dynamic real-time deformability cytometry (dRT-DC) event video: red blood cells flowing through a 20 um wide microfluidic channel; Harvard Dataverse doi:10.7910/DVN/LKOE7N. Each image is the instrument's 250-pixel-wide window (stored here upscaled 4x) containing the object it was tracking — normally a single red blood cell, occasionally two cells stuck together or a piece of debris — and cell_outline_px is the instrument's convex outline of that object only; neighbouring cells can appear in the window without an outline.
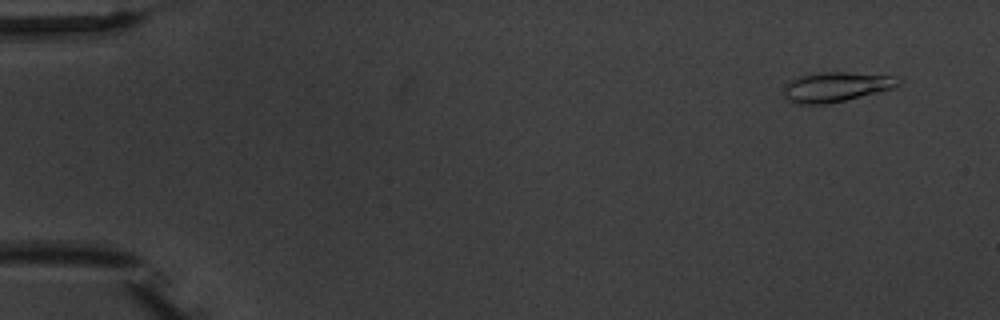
{"species": "common noctule bat (a hibernating species)", "species_latin": "Nyctalus noctula", "temperature_condition": "warm", "stored_images_in_passage": 5, "camera_frame_rate_fps": 3000, "um_per_image_px": 0.085, "animal": {"sex": "male", "body_mass_g": 20.1, "forearm_length_mm": 53.5}, "frame": {"image": 1, "passage_image": 1, "time_ms": 0.0, "image_size_px": [1000, 320], "cell_outline_px": [[904, 80], [896, 88], [828, 104], [792, 104], [784, 96], [784, 84], [788, 80], [812, 72], [848, 72], [896, 76]], "centroid_in_image_um": [71.07, 7.38], "position_along_channel_um": 13.9, "area_um2": 20.4}}